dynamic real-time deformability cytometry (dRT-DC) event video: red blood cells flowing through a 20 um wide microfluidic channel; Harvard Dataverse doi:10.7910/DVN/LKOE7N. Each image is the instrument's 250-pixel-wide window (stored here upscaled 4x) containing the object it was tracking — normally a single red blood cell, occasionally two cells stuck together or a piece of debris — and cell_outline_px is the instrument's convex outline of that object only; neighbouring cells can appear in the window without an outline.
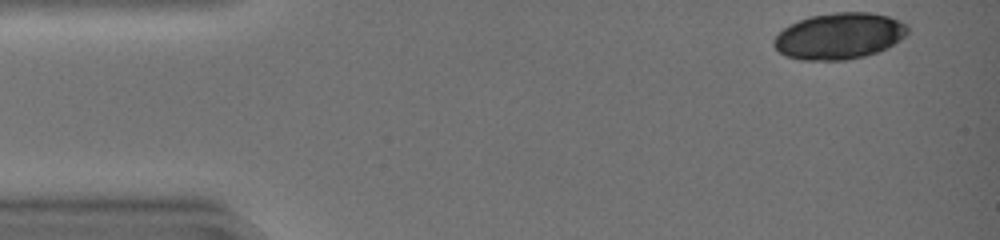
{"species": "common noctule bat (a hibernating species)", "species_latin": "Nyctalus noctula", "temperature_condition": "warm", "stored_images_in_passage": 28, "camera_frame_rate_fps": 3000, "um_per_image_px": 0.085, "animal": {"sex": "female", "body_mass_g": 19.0, "forearm_length_mm": 51.5}, "frame": {"image": 1, "passage_image": 1, "time_ms": 0.0, "image_size_px": [1000, 240], "cell_outline_px": [[908, 32], [900, 40], [888, 48], [864, 56], [844, 60], [800, 60], [788, 56], [780, 52], [772, 44], [772, 40], [784, 28], [808, 16], [836, 12], [868, 12], [888, 16], [900, 20], [908, 24]], "centroid_in_image_um": [71.36, 3.06], "position_along_channel_um": 13.6, "area_um2": 36.07}}